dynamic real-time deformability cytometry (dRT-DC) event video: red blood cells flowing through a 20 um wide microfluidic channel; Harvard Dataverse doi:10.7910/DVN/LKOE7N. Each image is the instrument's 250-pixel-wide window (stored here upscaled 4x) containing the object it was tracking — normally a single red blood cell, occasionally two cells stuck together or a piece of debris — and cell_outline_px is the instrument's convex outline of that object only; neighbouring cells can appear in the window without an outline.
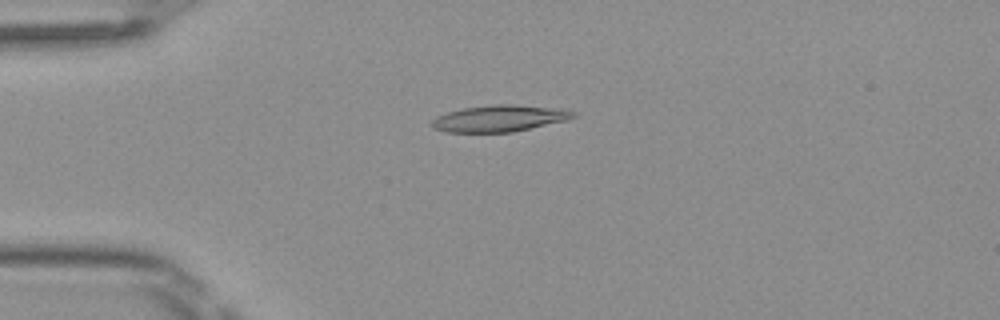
{"species": "Egyptian fruit bat (a non-hibernating species)", "species_latin": "Rousettus aegyptiacus", "temperature_condition": "room temperature", "stored_images_in_passage": 47, "camera_frame_rate_fps": 3000, "um_per_image_px": 0.085, "frame": {"image": 1, "passage_image": 10, "time_ms": 3.0, "image_size_px": [1000, 320], "cell_outline_px": [[576, 116], [568, 120], [512, 132], [444, 132], [432, 128], [428, 124], [436, 116], [448, 112], [464, 108], [492, 104], [512, 104], [560, 108], [576, 112]], "centroid_in_image_um": [42.43, 10.06], "position_along_channel_um": 42.6, "area_um2": 22.08}}
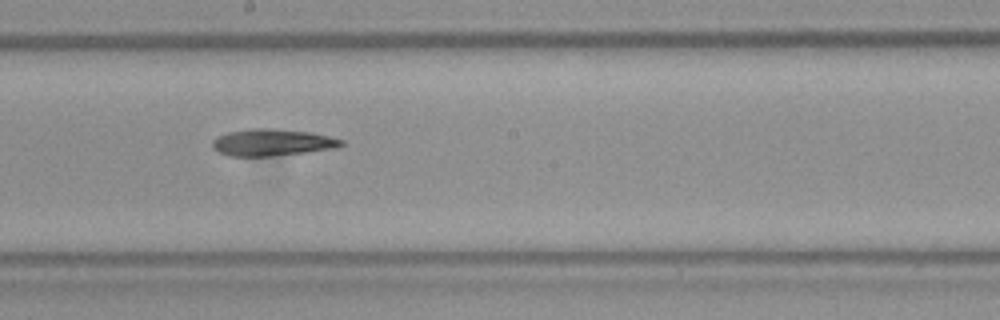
{"frame": {"image": 2, "passage_image": 25, "time_ms": 8.0, "image_size_px": [1000, 320], "cell_outline_px": [[344, 144], [336, 148], [272, 156], [228, 156], [212, 148], [212, 140], [228, 132], [248, 128], [276, 128], [308, 132], [328, 136], [344, 140]], "centroid_in_image_um": [23.12, 12.1], "position_along_channel_um": 225.1, "area_um2": 20.11}}
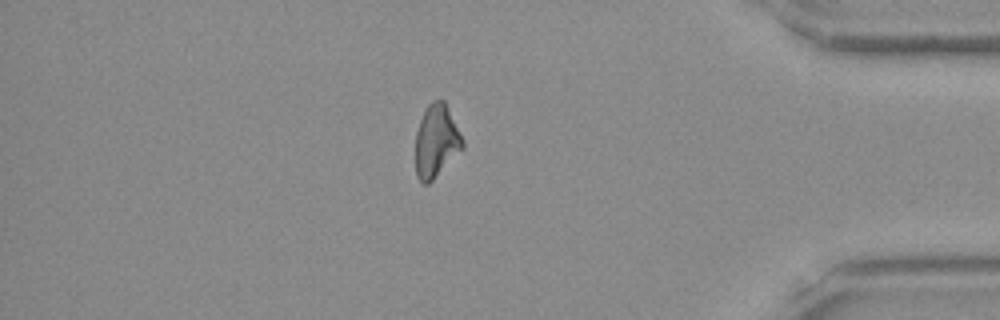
{"frame": {"image": 3, "passage_image": 40, "time_ms": 13.0, "image_size_px": [1000, 320], "cell_outline_px": [[464, 148], [428, 184], [424, 184], [416, 176], [416, 132], [420, 120], [428, 104], [432, 100], [444, 100], [464, 140]], "centroid_in_image_um": [37.09, 11.99], "position_along_channel_um": 398.1, "area_um2": 19.83}, "authors_computed_cell_mechanics": {"area_um2": 20.519, "velocity_mm_per_s": 4.1273, "shape_relaxation_time_tau1_ms": null, "shape_relaxation_time_tau2_ms": 8.7281, "deformation_change_tau1": null, "deformation_change_tau2": 0.221}}